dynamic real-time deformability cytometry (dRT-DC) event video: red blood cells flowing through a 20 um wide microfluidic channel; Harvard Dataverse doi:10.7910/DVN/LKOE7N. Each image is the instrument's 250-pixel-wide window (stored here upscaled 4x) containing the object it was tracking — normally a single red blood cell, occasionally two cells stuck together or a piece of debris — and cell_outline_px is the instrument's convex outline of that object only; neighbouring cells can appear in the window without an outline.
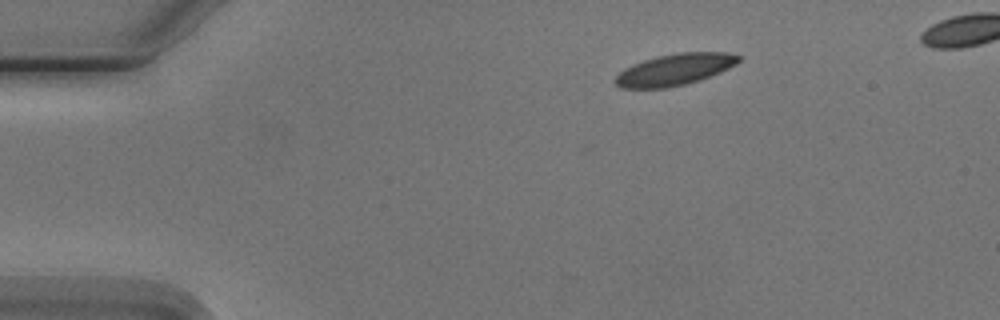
{"species": "Egyptian fruit bat (a non-hibernating species)", "species_latin": "Rousettus aegyptiacus", "temperature_condition": "cold", "stored_images_in_passage": 4, "camera_frame_rate_fps": 3000, "um_per_image_px": 0.085, "animal": {"sex": "male"}, "frame": {"image": 1, "passage_image": 1, "time_ms": 0.0, "image_size_px": [1000, 320], "cell_outline_px": [[744, 56], [736, 64], [720, 72], [700, 80], [684, 84], [664, 88], [620, 88], [612, 80], [624, 68], [632, 64], [656, 56], [676, 52], [728, 52]], "centroid_in_image_um": [57.35, 5.9], "position_along_channel_um": 27.6, "area_um2": 22.83}}